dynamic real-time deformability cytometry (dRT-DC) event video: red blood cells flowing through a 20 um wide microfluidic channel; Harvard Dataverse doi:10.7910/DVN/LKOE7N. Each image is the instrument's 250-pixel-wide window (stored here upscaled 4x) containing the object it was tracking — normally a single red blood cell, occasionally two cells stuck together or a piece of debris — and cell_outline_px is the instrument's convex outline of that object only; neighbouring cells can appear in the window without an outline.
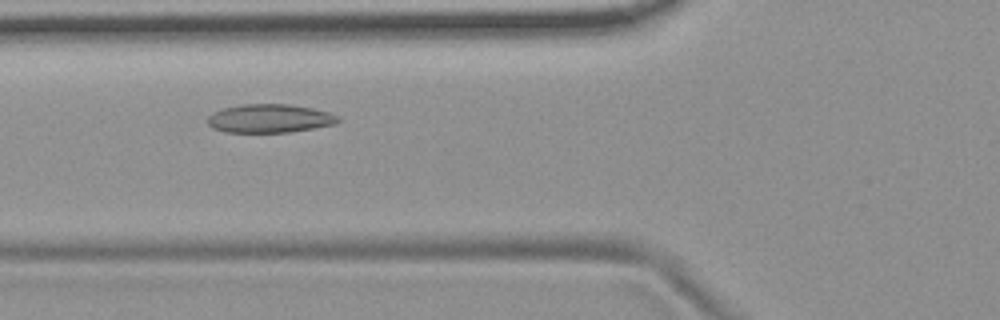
{"species": "common noctule bat (a hibernating species)", "species_latin": "Nyctalus noctula", "temperature_condition": "room temperature", "stored_images_in_passage": 34, "camera_frame_rate_fps": 3000, "um_per_image_px": 0.085, "animal": {"sex": "female", "body_mass_g": 19.9}, "frame": {"image": 1, "passage_image": 7, "time_ms": 2.0, "image_size_px": [1000, 320], "cell_outline_px": [[340, 120], [336, 124], [288, 132], [224, 132], [212, 128], [208, 124], [208, 116], [212, 112], [220, 108], [240, 104], [288, 104], [312, 108], [328, 112], [340, 116]], "centroid_in_image_um": [22.89, 10.06], "position_along_channel_um": 102.9, "area_um2": 21.85}}
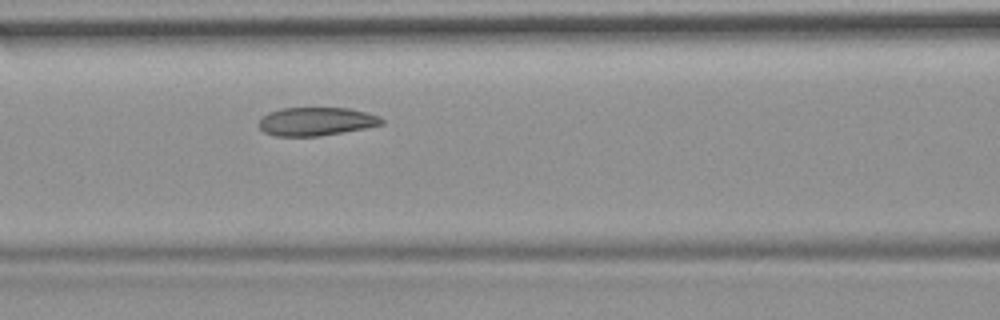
{"frame": {"image": 2, "passage_image": 10, "time_ms": 3.0, "image_size_px": [1000, 320], "cell_outline_px": [[384, 124], [364, 128], [320, 136], [276, 136], [264, 132], [260, 128], [260, 120], [268, 112], [280, 108], [348, 108], [368, 112], [380, 116], [384, 120]], "centroid_in_image_um": [26.9, 10.32], "position_along_channel_um": 139.7, "area_um2": 20.29}}
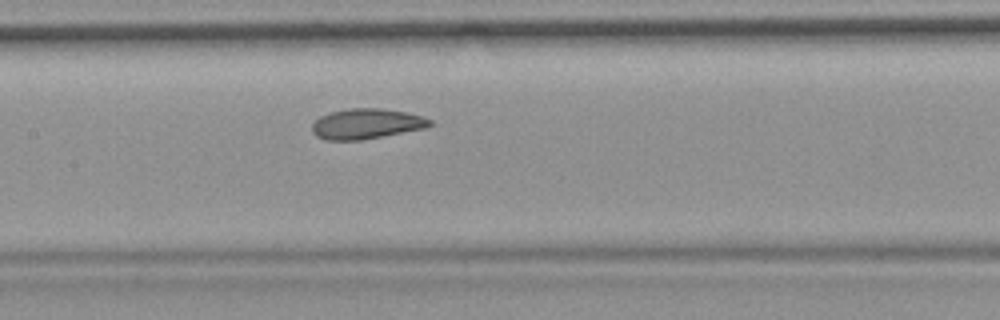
{"frame": {"image": 3, "passage_image": 13, "time_ms": 4.0, "image_size_px": [1000, 320], "cell_outline_px": [[432, 124], [424, 128], [360, 140], [324, 140], [316, 136], [312, 132], [312, 124], [320, 116], [328, 112], [348, 108], [380, 108], [408, 112], [432, 120]], "centroid_in_image_um": [31.1, 10.51], "position_along_channel_um": 176.3, "area_um2": 20.75}, "authors_computed_cell_mechanics": {"area_um2": 20.7791, "velocity_mm_per_s": 3.6626, "shape_relaxation_time_tau1_ms": 5.0638, "shape_relaxation_time_tau2_ms": 1.8798, "deformation_change_tau1": 0.0996, "deformation_change_tau2": 0.0735}}